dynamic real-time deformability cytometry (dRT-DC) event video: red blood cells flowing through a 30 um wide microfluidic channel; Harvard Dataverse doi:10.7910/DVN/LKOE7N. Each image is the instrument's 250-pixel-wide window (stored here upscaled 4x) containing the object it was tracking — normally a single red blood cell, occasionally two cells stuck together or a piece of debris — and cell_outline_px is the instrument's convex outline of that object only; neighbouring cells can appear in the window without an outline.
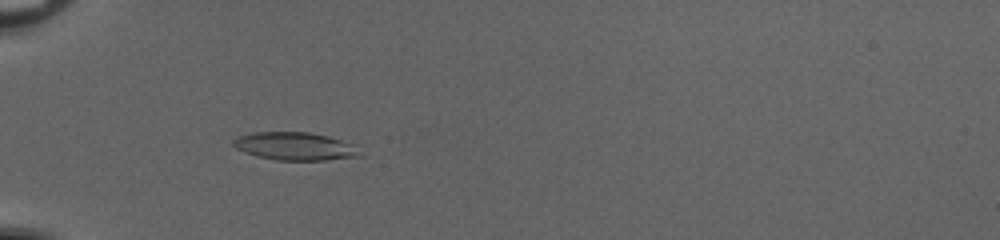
{"species": "common noctule bat (a hibernating species)", "species_latin": "Nyctalus noctula", "temperature_condition": "cold", "stored_images_in_passage": 53, "camera_frame_rate_fps": 3000, "um_per_image_px": 0.085, "animal": {"sex": "female", "body_mass_g": 20.0, "forearm_length_mm": 54.0}, "frame": {"image": 1, "passage_image": 19, "time_ms": 6.0, "image_size_px": [1000, 240], "cell_outline_px": [[364, 156], [328, 160], [276, 160], [256, 156], [244, 152], [236, 148], [232, 144], [232, 140], [236, 136], [256, 132], [308, 132], [328, 136], [352, 144]], "centroid_in_image_um": [25.05, 12.43], "position_along_channel_um": 60.0, "area_um2": 20.69}}
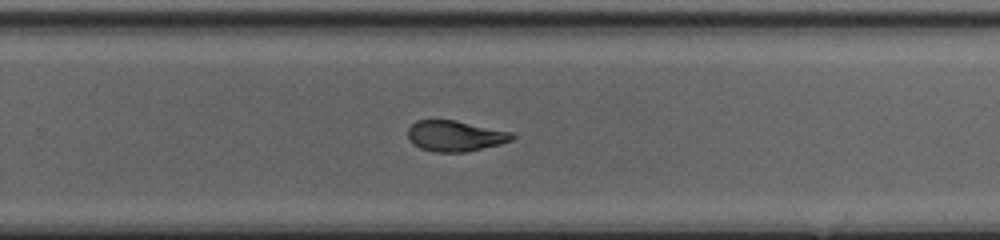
{"frame": {"image": 2, "passage_image": 37, "time_ms": 12.0, "image_size_px": [1000, 240], "cell_outline_px": [[516, 136], [512, 140], [500, 144], [468, 152], [436, 152], [420, 148], [412, 144], [408, 136], [408, 128], [416, 120], [456, 120], [516, 132]], "centroid_in_image_um": [38.74, 11.55], "position_along_channel_um": 291.1, "area_um2": 19.02}}
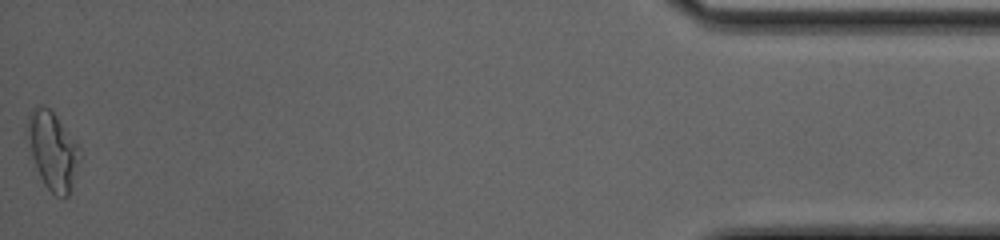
{"frame": {"image": 3, "passage_image": 53, "time_ms": 17.333, "image_size_px": [1000, 240], "cell_outline_px": [[80, 160], [72, 188], [68, 196], [56, 196], [44, 184], [40, 176], [24, 136], [24, 128], [28, 116], [32, 108], [36, 104], [44, 104], [56, 116], [76, 140], [80, 148]], "centroid_in_image_um": [4.44, 12.74], "position_along_channel_um": 430.8, "area_um2": 24.28}, "authors_computed_cell_mechanics": {"area_um2": 20.5768, "velocity_mm_per_s": 4.078, "shape_relaxation_time_tau1_ms": null, "shape_relaxation_time_tau2_ms": 1.6652, "deformation_change_tau1": null, "deformation_change_tau2": 0.0803}}